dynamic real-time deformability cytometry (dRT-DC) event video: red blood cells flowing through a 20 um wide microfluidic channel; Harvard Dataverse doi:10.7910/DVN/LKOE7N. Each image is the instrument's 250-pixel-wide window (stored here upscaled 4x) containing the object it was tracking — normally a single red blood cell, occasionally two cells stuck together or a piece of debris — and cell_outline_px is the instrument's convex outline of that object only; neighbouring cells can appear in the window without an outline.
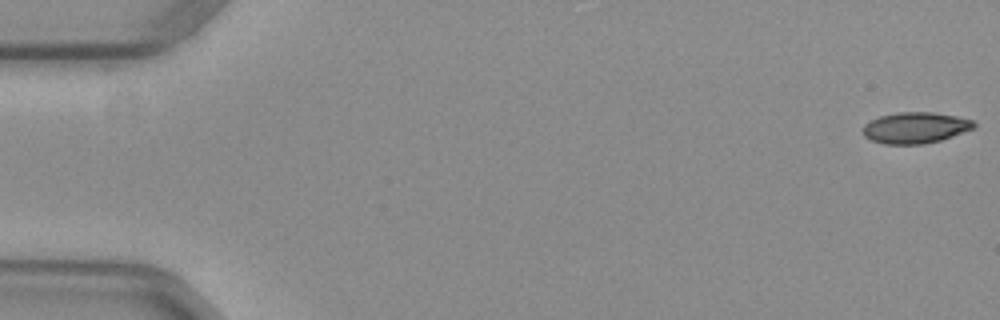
{"species": "common noctule bat (a hibernating species)", "species_latin": "Nyctalus noctula", "temperature_condition": "warm", "stored_images_in_passage": 56, "camera_frame_rate_fps": 3000, "um_per_image_px": 0.085, "animal": {"sex": "female", "body_mass_g": 29.2, "forearm_length_mm": 56.3}, "frame": {"image": 1, "passage_image": 1, "time_ms": 0.0, "image_size_px": [1000, 320], "cell_outline_px": [[976, 128], [940, 140], [924, 144], [884, 144], [872, 140], [864, 136], [864, 124], [880, 116], [896, 112], [932, 112], [956, 116], [972, 120], [976, 124]], "centroid_in_image_um": [77.82, 10.85], "position_along_channel_um": 7.2, "area_um2": 20.06}}